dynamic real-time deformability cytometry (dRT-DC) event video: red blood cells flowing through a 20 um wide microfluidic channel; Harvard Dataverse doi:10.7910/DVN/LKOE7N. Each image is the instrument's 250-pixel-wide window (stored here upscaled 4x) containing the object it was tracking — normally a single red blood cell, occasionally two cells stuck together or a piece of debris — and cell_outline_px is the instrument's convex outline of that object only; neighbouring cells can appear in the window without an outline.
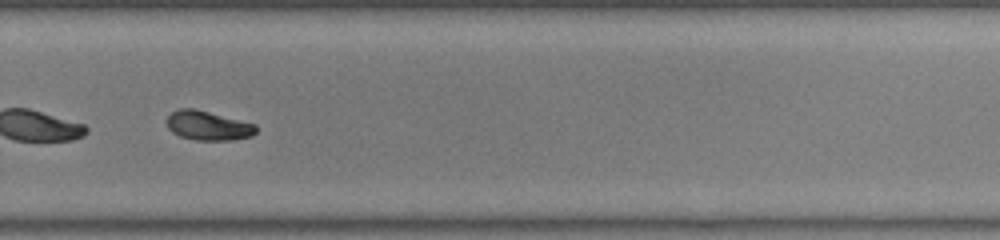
{"species": "common noctule bat (a hibernating species)", "species_latin": "Nyctalus noctula", "temperature_condition": "warm", "stored_images_in_passage": 32, "camera_frame_rate_fps": 3000, "um_per_image_px": 0.085, "animal": {"sex": "male", "body_mass_g": 19.0, "forearm_length_mm": 50.8}, "frame": {"image": 1, "passage_image": 23, "time_ms": 7.333, "image_size_px": [1000, 240], "cell_outline_px": [[256, 132], [252, 136], [228, 140], [196, 140], [180, 136], [172, 132], [168, 128], [168, 116], [172, 112], [180, 108], [196, 108], [256, 124]], "centroid_in_image_um": [17.69, 10.67], "position_along_channel_um": 312.1, "area_um2": 15.2}, "authors_computed_cell_mechanics": {"area_um2": 15.4326, "velocity_mm_per_s": 4.3625, "shape_relaxation_time_tau1_ms": null, "shape_relaxation_time_tau2_ms": 2.6613, "deformation_change_tau1": null, "deformation_change_tau2": 0.0693}}